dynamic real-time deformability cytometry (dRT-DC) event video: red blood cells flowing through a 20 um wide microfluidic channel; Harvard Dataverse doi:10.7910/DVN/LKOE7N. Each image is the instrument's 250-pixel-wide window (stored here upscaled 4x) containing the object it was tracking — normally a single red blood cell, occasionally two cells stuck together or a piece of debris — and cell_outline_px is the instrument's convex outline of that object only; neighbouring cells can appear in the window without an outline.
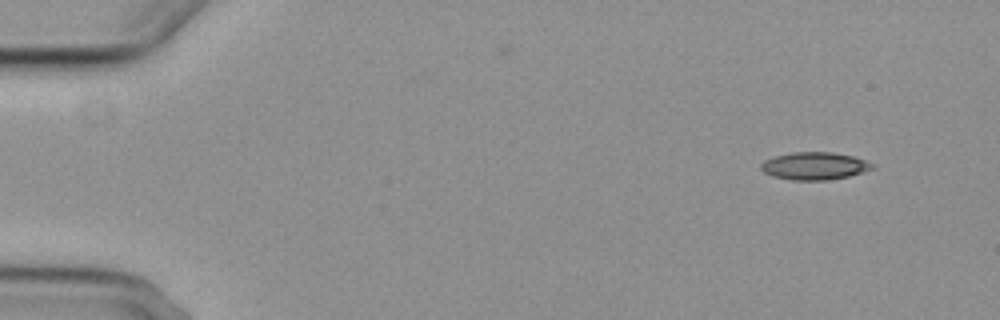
{"species": "common noctule bat (a hibernating species)", "species_latin": "Nyctalus noctula", "temperature_condition": "cold", "stored_images_in_passage": 4, "camera_frame_rate_fps": 3000, "um_per_image_px": 0.085, "animal": {"sex": "female", "body_mass_g": 29.2, "forearm_length_mm": 56.3}, "frame": {"image": 1, "passage_image": 1, "time_ms": 0.0, "image_size_px": [1000, 320], "cell_outline_px": [[876, 168], [864, 172], [848, 176], [828, 180], [792, 180], [772, 176], [764, 172], [760, 168], [760, 164], [764, 160], [772, 156], [792, 152], [832, 152], [852, 156], [876, 164]], "centroid_in_image_um": [69.23, 14.1], "position_along_channel_um": 15.8, "area_um2": 18.09}}